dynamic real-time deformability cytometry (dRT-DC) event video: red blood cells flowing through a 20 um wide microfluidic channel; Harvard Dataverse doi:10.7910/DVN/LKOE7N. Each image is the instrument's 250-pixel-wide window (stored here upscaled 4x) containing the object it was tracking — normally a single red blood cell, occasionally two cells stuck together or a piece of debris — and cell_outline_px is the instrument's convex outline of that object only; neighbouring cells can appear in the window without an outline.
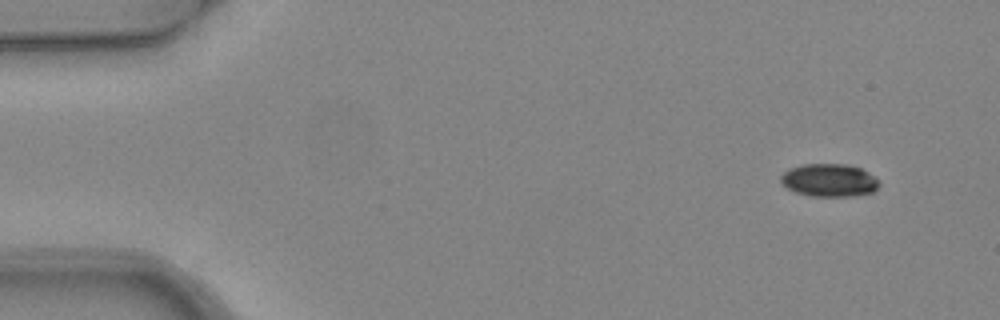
{"species": "common noctule bat (a hibernating species)", "species_latin": "Nyctalus noctula", "temperature_condition": "warm", "stored_images_in_passage": 4, "camera_frame_rate_fps": 3000, "um_per_image_px": 0.085, "animal": {"sex": "female", "body_mass_g": 24.6, "forearm_length_mm": 56.2}, "frame": {"image": 1, "passage_image": 1, "time_ms": 0.0, "image_size_px": [1000, 320], "cell_outline_px": [[880, 184], [872, 192], [852, 196], [808, 196], [796, 192], [788, 188], [780, 180], [780, 176], [788, 168], [804, 164], [848, 164], [860, 168], [868, 172], [880, 180]], "centroid_in_image_um": [70.49, 15.31], "position_along_channel_um": 14.5, "area_um2": 18.9}}
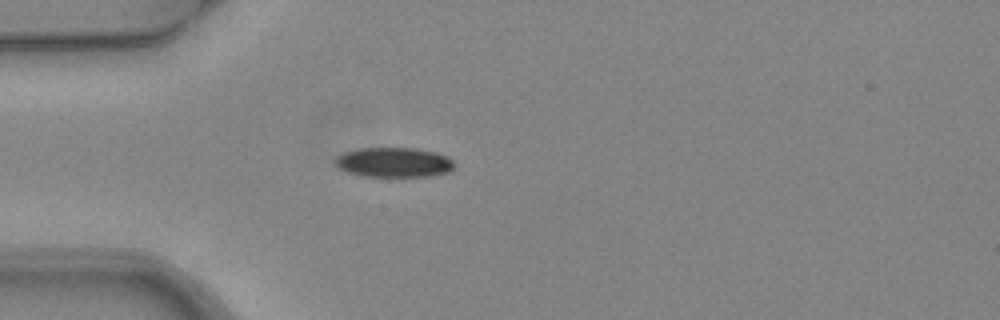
{"frame": {"image": 2, "passage_image": 4, "time_ms": 1.0, "image_size_px": [1000, 320], "cell_outline_px": [[452, 168], [448, 172], [428, 176], [364, 176], [348, 172], [340, 168], [336, 164], [336, 156], [344, 152], [360, 148], [416, 148], [436, 152], [448, 156], [452, 160]], "centroid_in_image_um": [33.48, 13.79], "position_along_channel_um": 51.5, "area_um2": 20.46}}